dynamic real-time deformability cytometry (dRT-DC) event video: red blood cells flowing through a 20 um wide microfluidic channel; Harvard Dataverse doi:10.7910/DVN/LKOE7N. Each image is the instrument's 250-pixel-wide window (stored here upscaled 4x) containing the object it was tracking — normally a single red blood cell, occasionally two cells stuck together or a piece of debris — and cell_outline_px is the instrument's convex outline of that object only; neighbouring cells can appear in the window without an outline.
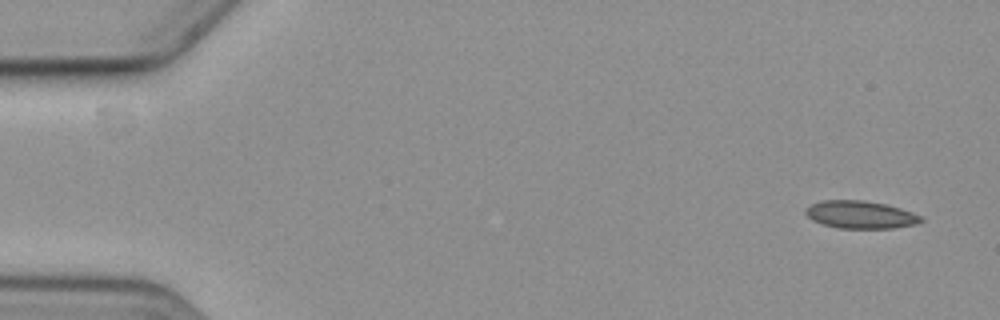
{"species": "common noctule bat (a hibernating species)", "species_latin": "Nyctalus noctula", "temperature_condition": "cold", "stored_images_in_passage": 14, "camera_frame_rate_fps": 3000, "um_per_image_px": 0.085, "animal": {"sex": "female", "body_mass_g": 19.3, "forearm_length_mm": 54.1}, "frame": {"image": 1, "passage_image": 1, "time_ms": 0.0, "image_size_px": [1000, 320], "cell_outline_px": [[924, 220], [912, 224], [892, 228], [840, 228], [824, 224], [812, 220], [804, 212], [804, 208], [812, 204], [824, 200], [864, 200], [884, 204], [900, 208], [912, 212], [920, 216]], "centroid_in_image_um": [73.1, 18.24], "position_along_channel_um": 11.9, "area_um2": 18.32}}
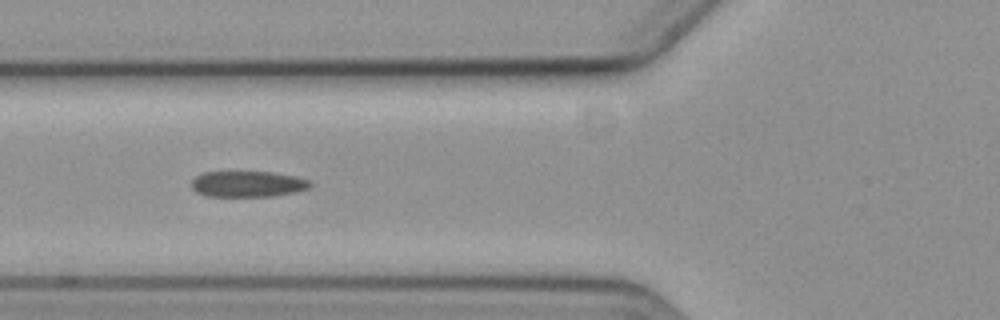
{"frame": {"image": 2, "passage_image": 5, "time_ms": 6.333, "image_size_px": [1000, 320], "cell_outline_px": [[312, 184], [308, 188], [296, 192], [272, 196], [204, 196], [196, 192], [192, 188], [192, 180], [196, 176], [204, 172], [272, 172], [296, 176], [312, 180]], "centroid_in_image_um": [21.08, 15.64], "position_along_channel_um": 104.7, "area_um2": 18.03}}
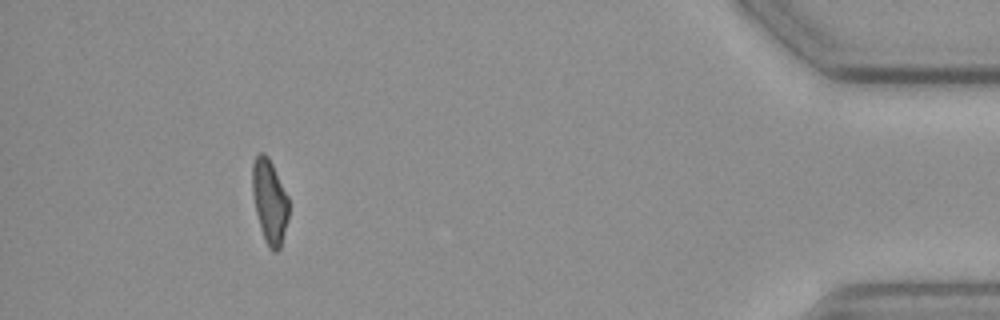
{"frame": {"image": 3, "passage_image": 13, "time_ms": 16.667, "image_size_px": [1000, 320], "cell_outline_px": [[288, 220], [280, 248], [276, 252], [272, 252], [268, 248], [264, 240], [260, 228], [256, 212], [252, 192], [252, 164], [256, 156], [260, 152], [264, 152], [268, 156], [288, 196]], "centroid_in_image_um": [22.91, 17.14], "position_along_channel_um": 412.3, "area_um2": 17.92}, "authors_computed_cell_mechanics": {"area_um2": 18.5538, "velocity_mm_per_s": 3.6069, "shape_relaxation_time_tau1_ms": 4.2187, "shape_relaxation_time_tau2_ms": 2.8638, "deformation_change_tau1": 0.1172, "deformation_change_tau2": 0.1001}}